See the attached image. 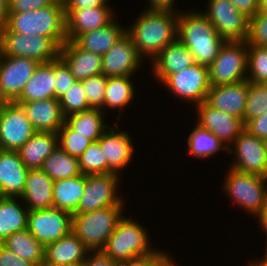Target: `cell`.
Returning <instances> with one entry per match:
<instances>
[{"label": "cell", "instance_id": "cell-1", "mask_svg": "<svg viewBox=\"0 0 267 266\" xmlns=\"http://www.w3.org/2000/svg\"><path fill=\"white\" fill-rule=\"evenodd\" d=\"M126 28L139 55L153 59L169 44L177 40L179 11L145 9Z\"/></svg>", "mask_w": 267, "mask_h": 266}, {"label": "cell", "instance_id": "cell-2", "mask_svg": "<svg viewBox=\"0 0 267 266\" xmlns=\"http://www.w3.org/2000/svg\"><path fill=\"white\" fill-rule=\"evenodd\" d=\"M177 39L186 46L195 63L209 67L225 40L206 15L198 10L179 12Z\"/></svg>", "mask_w": 267, "mask_h": 266}, {"label": "cell", "instance_id": "cell-3", "mask_svg": "<svg viewBox=\"0 0 267 266\" xmlns=\"http://www.w3.org/2000/svg\"><path fill=\"white\" fill-rule=\"evenodd\" d=\"M136 221L123 215L101 250L121 265L152 257L160 251L151 247L148 228Z\"/></svg>", "mask_w": 267, "mask_h": 266}, {"label": "cell", "instance_id": "cell-4", "mask_svg": "<svg viewBox=\"0 0 267 266\" xmlns=\"http://www.w3.org/2000/svg\"><path fill=\"white\" fill-rule=\"evenodd\" d=\"M4 27L10 32L51 38L60 48L67 41L62 0L38 10L9 13Z\"/></svg>", "mask_w": 267, "mask_h": 266}, {"label": "cell", "instance_id": "cell-5", "mask_svg": "<svg viewBox=\"0 0 267 266\" xmlns=\"http://www.w3.org/2000/svg\"><path fill=\"white\" fill-rule=\"evenodd\" d=\"M125 207L109 206L88 213H74L71 231L89 251H101L123 217Z\"/></svg>", "mask_w": 267, "mask_h": 266}, {"label": "cell", "instance_id": "cell-6", "mask_svg": "<svg viewBox=\"0 0 267 266\" xmlns=\"http://www.w3.org/2000/svg\"><path fill=\"white\" fill-rule=\"evenodd\" d=\"M229 168L224 178L222 188L224 193L233 200V203L256 218L267 202L265 177Z\"/></svg>", "mask_w": 267, "mask_h": 266}, {"label": "cell", "instance_id": "cell-7", "mask_svg": "<svg viewBox=\"0 0 267 266\" xmlns=\"http://www.w3.org/2000/svg\"><path fill=\"white\" fill-rule=\"evenodd\" d=\"M247 41H225L209 69L210 86L247 80Z\"/></svg>", "mask_w": 267, "mask_h": 266}, {"label": "cell", "instance_id": "cell-8", "mask_svg": "<svg viewBox=\"0 0 267 266\" xmlns=\"http://www.w3.org/2000/svg\"><path fill=\"white\" fill-rule=\"evenodd\" d=\"M0 53L47 63L59 58L60 47L51 38L10 32L2 26L0 27Z\"/></svg>", "mask_w": 267, "mask_h": 266}, {"label": "cell", "instance_id": "cell-9", "mask_svg": "<svg viewBox=\"0 0 267 266\" xmlns=\"http://www.w3.org/2000/svg\"><path fill=\"white\" fill-rule=\"evenodd\" d=\"M121 177L115 173L86 175L84 194L77 213H88L109 206H125L126 200L120 196L121 192L118 193Z\"/></svg>", "mask_w": 267, "mask_h": 266}, {"label": "cell", "instance_id": "cell-10", "mask_svg": "<svg viewBox=\"0 0 267 266\" xmlns=\"http://www.w3.org/2000/svg\"><path fill=\"white\" fill-rule=\"evenodd\" d=\"M161 85L174 97L185 100L190 105L206 101L210 89L209 69L201 64H193L181 72L169 75Z\"/></svg>", "mask_w": 267, "mask_h": 266}, {"label": "cell", "instance_id": "cell-11", "mask_svg": "<svg viewBox=\"0 0 267 266\" xmlns=\"http://www.w3.org/2000/svg\"><path fill=\"white\" fill-rule=\"evenodd\" d=\"M234 157L230 164L237 171L256 175H267V143L263 139L243 130L228 148Z\"/></svg>", "mask_w": 267, "mask_h": 266}, {"label": "cell", "instance_id": "cell-12", "mask_svg": "<svg viewBox=\"0 0 267 266\" xmlns=\"http://www.w3.org/2000/svg\"><path fill=\"white\" fill-rule=\"evenodd\" d=\"M206 15L225 41H245L249 33V18L238 11L229 0H208Z\"/></svg>", "mask_w": 267, "mask_h": 266}, {"label": "cell", "instance_id": "cell-13", "mask_svg": "<svg viewBox=\"0 0 267 266\" xmlns=\"http://www.w3.org/2000/svg\"><path fill=\"white\" fill-rule=\"evenodd\" d=\"M23 108L14 102H0V149L18 150L34 134Z\"/></svg>", "mask_w": 267, "mask_h": 266}, {"label": "cell", "instance_id": "cell-14", "mask_svg": "<svg viewBox=\"0 0 267 266\" xmlns=\"http://www.w3.org/2000/svg\"><path fill=\"white\" fill-rule=\"evenodd\" d=\"M72 214L57 208L29 210L27 230L44 246L68 235Z\"/></svg>", "mask_w": 267, "mask_h": 266}, {"label": "cell", "instance_id": "cell-15", "mask_svg": "<svg viewBox=\"0 0 267 266\" xmlns=\"http://www.w3.org/2000/svg\"><path fill=\"white\" fill-rule=\"evenodd\" d=\"M38 65L36 60L30 58L0 53V102H14Z\"/></svg>", "mask_w": 267, "mask_h": 266}, {"label": "cell", "instance_id": "cell-16", "mask_svg": "<svg viewBox=\"0 0 267 266\" xmlns=\"http://www.w3.org/2000/svg\"><path fill=\"white\" fill-rule=\"evenodd\" d=\"M115 124V127L110 126L97 142L106 158L107 173L120 175V172L122 173V170L129 167L128 165L133 161L136 150L132 143V136L126 130H119L118 122Z\"/></svg>", "mask_w": 267, "mask_h": 266}, {"label": "cell", "instance_id": "cell-17", "mask_svg": "<svg viewBox=\"0 0 267 266\" xmlns=\"http://www.w3.org/2000/svg\"><path fill=\"white\" fill-rule=\"evenodd\" d=\"M145 60L139 55L131 37L125 33L102 56V74L106 77L133 76Z\"/></svg>", "mask_w": 267, "mask_h": 266}, {"label": "cell", "instance_id": "cell-18", "mask_svg": "<svg viewBox=\"0 0 267 266\" xmlns=\"http://www.w3.org/2000/svg\"><path fill=\"white\" fill-rule=\"evenodd\" d=\"M194 108L198 114L196 123L212 132L228 148L245 129V124L241 119L213 108L206 101L197 104Z\"/></svg>", "mask_w": 267, "mask_h": 266}, {"label": "cell", "instance_id": "cell-19", "mask_svg": "<svg viewBox=\"0 0 267 266\" xmlns=\"http://www.w3.org/2000/svg\"><path fill=\"white\" fill-rule=\"evenodd\" d=\"M64 14L67 41H73L80 34L101 28L117 16L111 6L64 10Z\"/></svg>", "mask_w": 267, "mask_h": 266}, {"label": "cell", "instance_id": "cell-20", "mask_svg": "<svg viewBox=\"0 0 267 266\" xmlns=\"http://www.w3.org/2000/svg\"><path fill=\"white\" fill-rule=\"evenodd\" d=\"M249 82L210 87L206 102L213 108L244 120Z\"/></svg>", "mask_w": 267, "mask_h": 266}, {"label": "cell", "instance_id": "cell-21", "mask_svg": "<svg viewBox=\"0 0 267 266\" xmlns=\"http://www.w3.org/2000/svg\"><path fill=\"white\" fill-rule=\"evenodd\" d=\"M28 170L17 150L0 149V196L21 197Z\"/></svg>", "mask_w": 267, "mask_h": 266}, {"label": "cell", "instance_id": "cell-22", "mask_svg": "<svg viewBox=\"0 0 267 266\" xmlns=\"http://www.w3.org/2000/svg\"><path fill=\"white\" fill-rule=\"evenodd\" d=\"M152 74L157 83L163 82L169 75L181 72L195 64L190 50L178 39L167 45L150 63Z\"/></svg>", "mask_w": 267, "mask_h": 266}, {"label": "cell", "instance_id": "cell-23", "mask_svg": "<svg viewBox=\"0 0 267 266\" xmlns=\"http://www.w3.org/2000/svg\"><path fill=\"white\" fill-rule=\"evenodd\" d=\"M16 104L23 108L36 132L57 133L65 123L57 98Z\"/></svg>", "mask_w": 267, "mask_h": 266}, {"label": "cell", "instance_id": "cell-24", "mask_svg": "<svg viewBox=\"0 0 267 266\" xmlns=\"http://www.w3.org/2000/svg\"><path fill=\"white\" fill-rule=\"evenodd\" d=\"M59 57L70 68L76 81L102 74V56L80 48L74 41H66Z\"/></svg>", "mask_w": 267, "mask_h": 266}, {"label": "cell", "instance_id": "cell-25", "mask_svg": "<svg viewBox=\"0 0 267 266\" xmlns=\"http://www.w3.org/2000/svg\"><path fill=\"white\" fill-rule=\"evenodd\" d=\"M53 184L54 181L41 169H29L20 199L28 210L52 208Z\"/></svg>", "mask_w": 267, "mask_h": 266}, {"label": "cell", "instance_id": "cell-26", "mask_svg": "<svg viewBox=\"0 0 267 266\" xmlns=\"http://www.w3.org/2000/svg\"><path fill=\"white\" fill-rule=\"evenodd\" d=\"M54 61L39 63L14 103H26L55 98Z\"/></svg>", "mask_w": 267, "mask_h": 266}, {"label": "cell", "instance_id": "cell-27", "mask_svg": "<svg viewBox=\"0 0 267 266\" xmlns=\"http://www.w3.org/2000/svg\"><path fill=\"white\" fill-rule=\"evenodd\" d=\"M126 28L114 18L101 28L78 35L73 41L80 48L103 56L126 33Z\"/></svg>", "mask_w": 267, "mask_h": 266}, {"label": "cell", "instance_id": "cell-28", "mask_svg": "<svg viewBox=\"0 0 267 266\" xmlns=\"http://www.w3.org/2000/svg\"><path fill=\"white\" fill-rule=\"evenodd\" d=\"M57 147V133L36 132L17 152L27 169H41L44 160Z\"/></svg>", "mask_w": 267, "mask_h": 266}, {"label": "cell", "instance_id": "cell-29", "mask_svg": "<svg viewBox=\"0 0 267 266\" xmlns=\"http://www.w3.org/2000/svg\"><path fill=\"white\" fill-rule=\"evenodd\" d=\"M89 250L71 231L45 246L44 260L50 263H83Z\"/></svg>", "mask_w": 267, "mask_h": 266}, {"label": "cell", "instance_id": "cell-30", "mask_svg": "<svg viewBox=\"0 0 267 266\" xmlns=\"http://www.w3.org/2000/svg\"><path fill=\"white\" fill-rule=\"evenodd\" d=\"M28 212L20 197L0 196V243L13 233L27 229Z\"/></svg>", "mask_w": 267, "mask_h": 266}, {"label": "cell", "instance_id": "cell-31", "mask_svg": "<svg viewBox=\"0 0 267 266\" xmlns=\"http://www.w3.org/2000/svg\"><path fill=\"white\" fill-rule=\"evenodd\" d=\"M86 175L80 174L67 179L54 181L53 184V207L77 213L80 199L84 194Z\"/></svg>", "mask_w": 267, "mask_h": 266}, {"label": "cell", "instance_id": "cell-32", "mask_svg": "<svg viewBox=\"0 0 267 266\" xmlns=\"http://www.w3.org/2000/svg\"><path fill=\"white\" fill-rule=\"evenodd\" d=\"M133 82V83H132ZM134 81L131 76L122 77H107L106 91L104 96V103L101 110L105 113L106 108L110 111L119 109L117 115V122L120 119L121 110H125L129 104L133 103L134 95L136 94ZM119 118V119H118Z\"/></svg>", "mask_w": 267, "mask_h": 266}, {"label": "cell", "instance_id": "cell-33", "mask_svg": "<svg viewBox=\"0 0 267 266\" xmlns=\"http://www.w3.org/2000/svg\"><path fill=\"white\" fill-rule=\"evenodd\" d=\"M105 113L99 108H91L80 113L65 117V123L76 132L92 142H97L110 127L105 124Z\"/></svg>", "mask_w": 267, "mask_h": 266}, {"label": "cell", "instance_id": "cell-34", "mask_svg": "<svg viewBox=\"0 0 267 266\" xmlns=\"http://www.w3.org/2000/svg\"><path fill=\"white\" fill-rule=\"evenodd\" d=\"M1 244L35 266L44 260L45 246L27 229L13 233L5 238Z\"/></svg>", "mask_w": 267, "mask_h": 266}, {"label": "cell", "instance_id": "cell-35", "mask_svg": "<svg viewBox=\"0 0 267 266\" xmlns=\"http://www.w3.org/2000/svg\"><path fill=\"white\" fill-rule=\"evenodd\" d=\"M188 153L198 159L213 157L218 152L225 151L228 153V147L220 139L207 129L200 127L198 124L192 129L187 137Z\"/></svg>", "mask_w": 267, "mask_h": 266}, {"label": "cell", "instance_id": "cell-36", "mask_svg": "<svg viewBox=\"0 0 267 266\" xmlns=\"http://www.w3.org/2000/svg\"><path fill=\"white\" fill-rule=\"evenodd\" d=\"M41 170L53 181L81 174L78 158L69 155L59 146L44 160Z\"/></svg>", "mask_w": 267, "mask_h": 266}, {"label": "cell", "instance_id": "cell-37", "mask_svg": "<svg viewBox=\"0 0 267 266\" xmlns=\"http://www.w3.org/2000/svg\"><path fill=\"white\" fill-rule=\"evenodd\" d=\"M247 81L267 84V46L248 45Z\"/></svg>", "mask_w": 267, "mask_h": 266}, {"label": "cell", "instance_id": "cell-38", "mask_svg": "<svg viewBox=\"0 0 267 266\" xmlns=\"http://www.w3.org/2000/svg\"><path fill=\"white\" fill-rule=\"evenodd\" d=\"M267 112V84L249 82L243 123Z\"/></svg>", "mask_w": 267, "mask_h": 266}, {"label": "cell", "instance_id": "cell-39", "mask_svg": "<svg viewBox=\"0 0 267 266\" xmlns=\"http://www.w3.org/2000/svg\"><path fill=\"white\" fill-rule=\"evenodd\" d=\"M98 142H93L78 158L81 174H106L107 163Z\"/></svg>", "mask_w": 267, "mask_h": 266}, {"label": "cell", "instance_id": "cell-40", "mask_svg": "<svg viewBox=\"0 0 267 266\" xmlns=\"http://www.w3.org/2000/svg\"><path fill=\"white\" fill-rule=\"evenodd\" d=\"M58 146L69 155L79 158L93 143L82 134H76L66 123L58 130Z\"/></svg>", "mask_w": 267, "mask_h": 266}, {"label": "cell", "instance_id": "cell-41", "mask_svg": "<svg viewBox=\"0 0 267 266\" xmlns=\"http://www.w3.org/2000/svg\"><path fill=\"white\" fill-rule=\"evenodd\" d=\"M59 102L64 117L91 109L81 81H76Z\"/></svg>", "mask_w": 267, "mask_h": 266}, {"label": "cell", "instance_id": "cell-42", "mask_svg": "<svg viewBox=\"0 0 267 266\" xmlns=\"http://www.w3.org/2000/svg\"><path fill=\"white\" fill-rule=\"evenodd\" d=\"M81 82L89 106L91 108L101 109L104 103L107 77L103 74H99L91 76L85 80H82Z\"/></svg>", "mask_w": 267, "mask_h": 266}, {"label": "cell", "instance_id": "cell-43", "mask_svg": "<svg viewBox=\"0 0 267 266\" xmlns=\"http://www.w3.org/2000/svg\"><path fill=\"white\" fill-rule=\"evenodd\" d=\"M248 45L267 46V13L257 12L249 19Z\"/></svg>", "mask_w": 267, "mask_h": 266}, {"label": "cell", "instance_id": "cell-44", "mask_svg": "<svg viewBox=\"0 0 267 266\" xmlns=\"http://www.w3.org/2000/svg\"><path fill=\"white\" fill-rule=\"evenodd\" d=\"M54 77L56 79L55 98L59 100L76 82L70 68L60 57L54 60Z\"/></svg>", "mask_w": 267, "mask_h": 266}, {"label": "cell", "instance_id": "cell-45", "mask_svg": "<svg viewBox=\"0 0 267 266\" xmlns=\"http://www.w3.org/2000/svg\"><path fill=\"white\" fill-rule=\"evenodd\" d=\"M54 0H9V13H22L49 6Z\"/></svg>", "mask_w": 267, "mask_h": 266}, {"label": "cell", "instance_id": "cell-46", "mask_svg": "<svg viewBox=\"0 0 267 266\" xmlns=\"http://www.w3.org/2000/svg\"><path fill=\"white\" fill-rule=\"evenodd\" d=\"M245 130L259 139L267 140V112L245 123Z\"/></svg>", "mask_w": 267, "mask_h": 266}, {"label": "cell", "instance_id": "cell-47", "mask_svg": "<svg viewBox=\"0 0 267 266\" xmlns=\"http://www.w3.org/2000/svg\"><path fill=\"white\" fill-rule=\"evenodd\" d=\"M82 266H122L102 251H89Z\"/></svg>", "mask_w": 267, "mask_h": 266}, {"label": "cell", "instance_id": "cell-48", "mask_svg": "<svg viewBox=\"0 0 267 266\" xmlns=\"http://www.w3.org/2000/svg\"><path fill=\"white\" fill-rule=\"evenodd\" d=\"M0 266H35L0 243Z\"/></svg>", "mask_w": 267, "mask_h": 266}, {"label": "cell", "instance_id": "cell-49", "mask_svg": "<svg viewBox=\"0 0 267 266\" xmlns=\"http://www.w3.org/2000/svg\"><path fill=\"white\" fill-rule=\"evenodd\" d=\"M64 10H81L84 8H95L110 6L109 0H62Z\"/></svg>", "mask_w": 267, "mask_h": 266}, {"label": "cell", "instance_id": "cell-50", "mask_svg": "<svg viewBox=\"0 0 267 266\" xmlns=\"http://www.w3.org/2000/svg\"><path fill=\"white\" fill-rule=\"evenodd\" d=\"M170 256L171 252H166L165 249L161 251L160 249V251L152 257L123 264L122 266H161Z\"/></svg>", "mask_w": 267, "mask_h": 266}, {"label": "cell", "instance_id": "cell-51", "mask_svg": "<svg viewBox=\"0 0 267 266\" xmlns=\"http://www.w3.org/2000/svg\"><path fill=\"white\" fill-rule=\"evenodd\" d=\"M235 8L251 19L259 10L260 0H229Z\"/></svg>", "mask_w": 267, "mask_h": 266}, {"label": "cell", "instance_id": "cell-52", "mask_svg": "<svg viewBox=\"0 0 267 266\" xmlns=\"http://www.w3.org/2000/svg\"><path fill=\"white\" fill-rule=\"evenodd\" d=\"M147 1V0H146ZM148 7L146 9H159V10H174L177 11L174 6L177 4V0H148ZM176 3V4H175Z\"/></svg>", "mask_w": 267, "mask_h": 266}, {"label": "cell", "instance_id": "cell-53", "mask_svg": "<svg viewBox=\"0 0 267 266\" xmlns=\"http://www.w3.org/2000/svg\"><path fill=\"white\" fill-rule=\"evenodd\" d=\"M256 217L258 219L257 222H259V228L261 227V231H264V234L266 232L267 236V202L265 206L262 208L261 212ZM265 243L267 244V240ZM265 248H266L265 250L267 251V245Z\"/></svg>", "mask_w": 267, "mask_h": 266}, {"label": "cell", "instance_id": "cell-54", "mask_svg": "<svg viewBox=\"0 0 267 266\" xmlns=\"http://www.w3.org/2000/svg\"><path fill=\"white\" fill-rule=\"evenodd\" d=\"M9 15V0H0V27L7 22Z\"/></svg>", "mask_w": 267, "mask_h": 266}, {"label": "cell", "instance_id": "cell-55", "mask_svg": "<svg viewBox=\"0 0 267 266\" xmlns=\"http://www.w3.org/2000/svg\"><path fill=\"white\" fill-rule=\"evenodd\" d=\"M37 266H82V263H50L48 261L43 260Z\"/></svg>", "mask_w": 267, "mask_h": 266}, {"label": "cell", "instance_id": "cell-56", "mask_svg": "<svg viewBox=\"0 0 267 266\" xmlns=\"http://www.w3.org/2000/svg\"><path fill=\"white\" fill-rule=\"evenodd\" d=\"M264 258H260V260L258 259V261L255 259V261H250V263L248 264V266H267V251L265 250V255L263 256Z\"/></svg>", "mask_w": 267, "mask_h": 266}, {"label": "cell", "instance_id": "cell-57", "mask_svg": "<svg viewBox=\"0 0 267 266\" xmlns=\"http://www.w3.org/2000/svg\"><path fill=\"white\" fill-rule=\"evenodd\" d=\"M258 12H266L267 13V0H260L259 1Z\"/></svg>", "mask_w": 267, "mask_h": 266}, {"label": "cell", "instance_id": "cell-58", "mask_svg": "<svg viewBox=\"0 0 267 266\" xmlns=\"http://www.w3.org/2000/svg\"><path fill=\"white\" fill-rule=\"evenodd\" d=\"M175 260L170 256L161 266H177Z\"/></svg>", "mask_w": 267, "mask_h": 266}]
</instances>
